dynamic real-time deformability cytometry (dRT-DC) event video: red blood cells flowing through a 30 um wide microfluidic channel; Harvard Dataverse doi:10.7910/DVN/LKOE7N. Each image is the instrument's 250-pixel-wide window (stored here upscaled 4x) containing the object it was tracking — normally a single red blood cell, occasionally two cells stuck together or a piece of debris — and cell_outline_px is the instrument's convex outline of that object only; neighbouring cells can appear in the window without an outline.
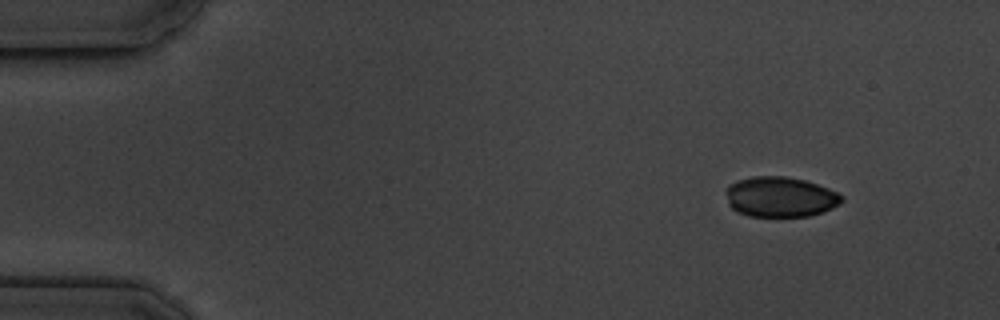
{"species": "common noctule bat (a hibernating species)", "species_latin": "Nyctalus noctula", "temperature_condition": "cold", "stored_images_in_passage": 4, "camera_frame_rate_fps": 3000, "um_per_image_px": 0.085, "animal": {"sex": "male", "body_mass_g": 19.5, "forearm_length_mm": 54.6}, "frame": {"image": 1, "passage_image": 1, "time_ms": 0.0, "image_size_px": [1000, 320], "cell_outline_px": [[844, 200], [840, 204], [824, 212], [808, 216], [748, 216], [736, 212], [728, 204], [724, 192], [736, 180], [752, 176], [784, 176], [804, 180], [828, 188], [844, 196]], "centroid_in_image_um": [66.31, 16.74], "position_along_channel_um": 18.7, "area_um2": 27.34}}
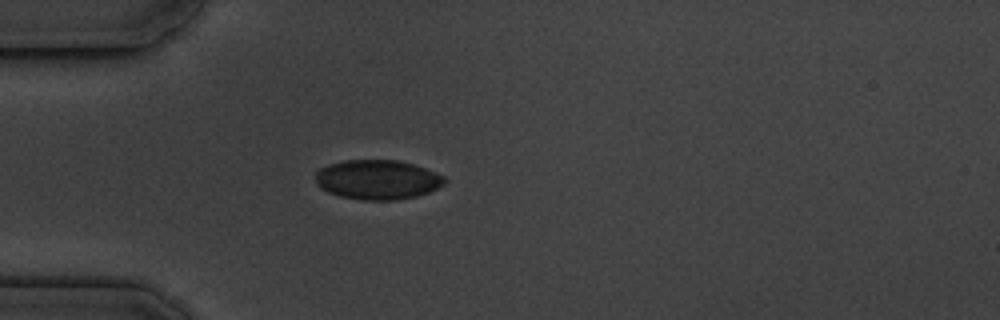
{"frame": {"image": 2, "passage_image": 4, "time_ms": 3.333, "image_size_px": [1000, 320], "cell_outline_px": [[444, 184], [428, 192], [416, 196], [396, 200], [364, 200], [340, 196], [328, 192], [320, 188], [316, 184], [316, 172], [320, 168], [328, 164], [344, 160], [400, 160], [424, 168], [444, 176]], "centroid_in_image_um": [32.05, 15.27], "position_along_channel_um": 53.0, "area_um2": 29.65}}